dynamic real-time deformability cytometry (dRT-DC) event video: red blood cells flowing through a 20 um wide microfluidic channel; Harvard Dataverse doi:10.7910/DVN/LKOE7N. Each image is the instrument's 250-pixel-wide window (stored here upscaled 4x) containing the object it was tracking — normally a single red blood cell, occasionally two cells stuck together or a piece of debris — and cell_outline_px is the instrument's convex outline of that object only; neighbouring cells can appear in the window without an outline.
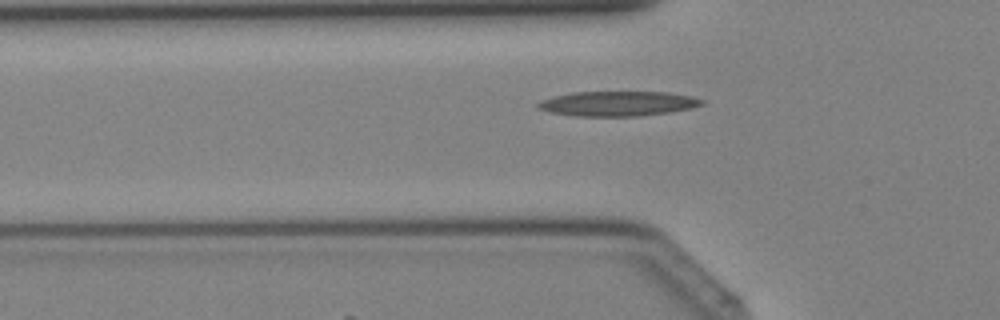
{"species": "Egyptian fruit bat (a non-hibernating species)", "species_latin": "Rousettus aegyptiacus", "temperature_condition": "cold", "stored_images_in_passage": 29, "camera_frame_rate_fps": 3000, "um_per_image_px": 0.085, "animal": {"sex": "female"}, "frame": {"image": 1, "passage_image": 3, "time_ms": 0.667, "image_size_px": [1000, 320], "cell_outline_px": [[704, 104], [692, 108], [668, 112], [636, 116], [572, 116], [552, 112], [536, 108], [536, 104], [552, 96], [572, 92], [668, 92], [688, 96], [704, 100]], "centroid_in_image_um": [52.48, 8.8], "position_along_channel_um": 73.3, "area_um2": 23.58}}
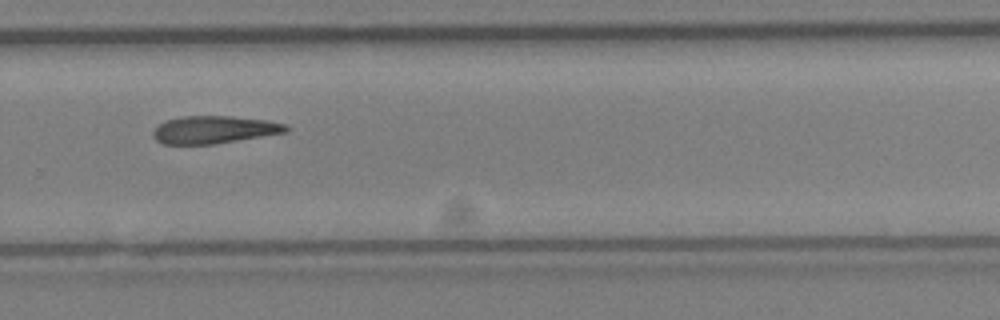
{"frame": {"image": 2, "passage_image": 17, "time_ms": 5.333, "image_size_px": [1000, 320], "cell_outline_px": [[288, 132], [212, 144], [164, 144], [156, 140], [152, 136], [152, 132], [164, 120], [184, 116], [228, 116], [264, 120], [284, 124], [288, 128]], "centroid_in_image_um": [18.15, 11.02], "position_along_channel_um": 311.6, "area_um2": 21.1}}
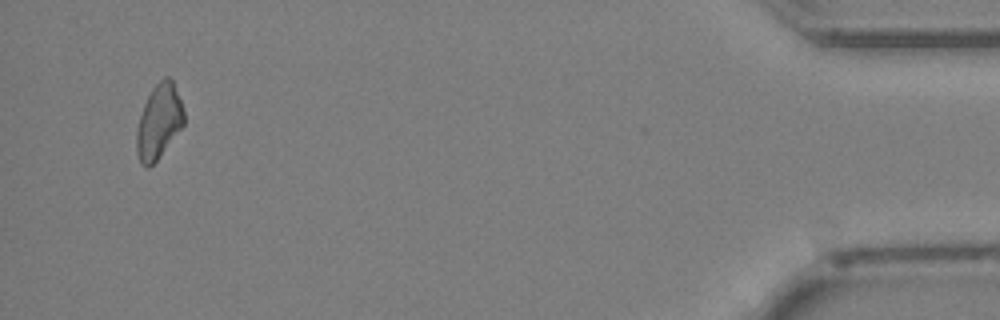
{"frame": {"image": 3, "passage_image": 28, "time_ms": 9.0, "image_size_px": [1000, 320], "cell_outline_px": [[184, 124], [156, 160], [148, 168], [140, 164], [136, 152], [136, 132], [140, 116], [144, 104], [152, 88], [164, 76], [168, 76], [172, 80], [180, 100], [184, 112]], "centroid_in_image_um": [13.48, 10.34], "position_along_channel_um": 421.7, "area_um2": 20.23}}